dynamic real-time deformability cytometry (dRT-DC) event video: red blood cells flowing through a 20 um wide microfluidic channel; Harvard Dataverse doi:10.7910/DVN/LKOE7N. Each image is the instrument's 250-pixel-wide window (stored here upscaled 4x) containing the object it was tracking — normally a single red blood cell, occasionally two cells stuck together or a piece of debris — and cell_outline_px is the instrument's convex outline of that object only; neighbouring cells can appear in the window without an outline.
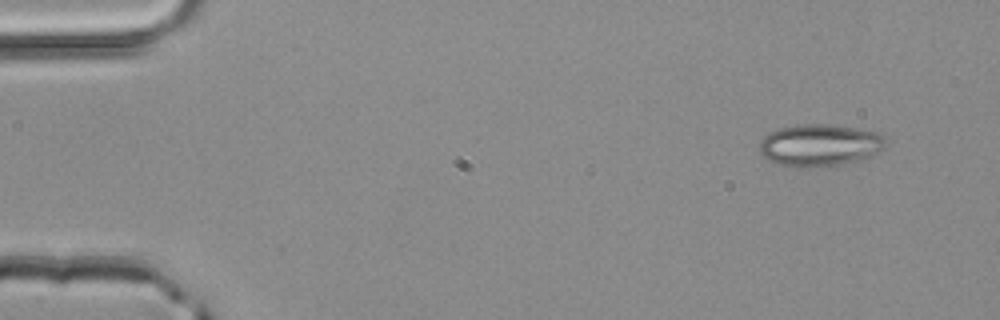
{"species": "common noctule bat (a hibernating species)", "species_latin": "Nyctalus noctula", "temperature_condition": "room temperature", "stored_images_in_passage": 3, "camera_frame_rate_fps": 3000, "um_per_image_px": 0.085, "animal": {"sex": "male", "body_mass_g": 20.4}, "frame": {"image": 1, "passage_image": 1, "time_ms": 0.0, "image_size_px": [1000, 320], "cell_outline_px": [[884, 148], [860, 160], [840, 164], [808, 168], [796, 168], [780, 164], [768, 160], [760, 152], [760, 140], [768, 132], [780, 128], [800, 124], [828, 124], [856, 128], [880, 132], [884, 136]], "centroid_in_image_um": [69.65, 12.34], "position_along_channel_um": 15.4, "area_um2": 30.98}}